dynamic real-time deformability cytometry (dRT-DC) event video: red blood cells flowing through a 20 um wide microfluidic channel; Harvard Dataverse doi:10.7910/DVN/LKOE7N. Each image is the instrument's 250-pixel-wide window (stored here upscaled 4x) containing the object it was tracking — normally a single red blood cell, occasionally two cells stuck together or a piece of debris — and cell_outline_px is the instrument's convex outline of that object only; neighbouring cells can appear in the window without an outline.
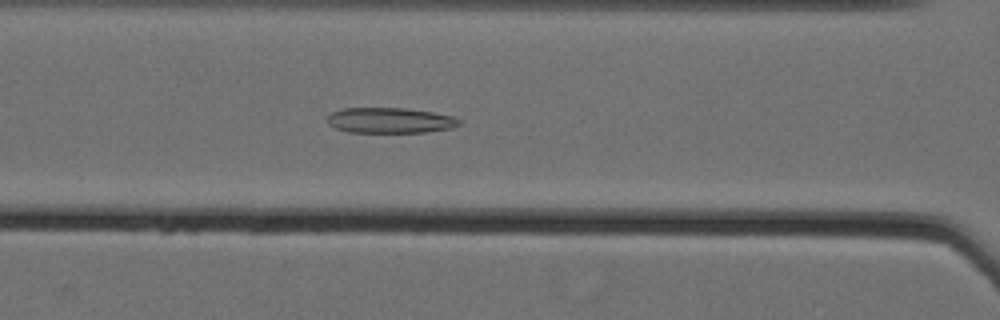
{"species": "Egyptian fruit bat (a non-hibernating species)", "species_latin": "Rousettus aegyptiacus", "temperature_condition": "cold", "stored_images_in_passage": 61, "camera_frame_rate_fps": 3000, "um_per_image_px": 0.085, "animal": {"sex": "female"}, "frame": {"image": 1, "passage_image": 30, "time_ms": 9.667, "image_size_px": [1000, 320], "cell_outline_px": [[460, 124], [452, 128], [428, 132], [348, 132], [336, 128], [328, 124], [328, 116], [332, 112], [344, 108], [404, 108], [432, 112], [452, 116], [460, 120]], "centroid_in_image_um": [33.15, 10.23], "position_along_channel_um": 133.4, "area_um2": 19.48}}
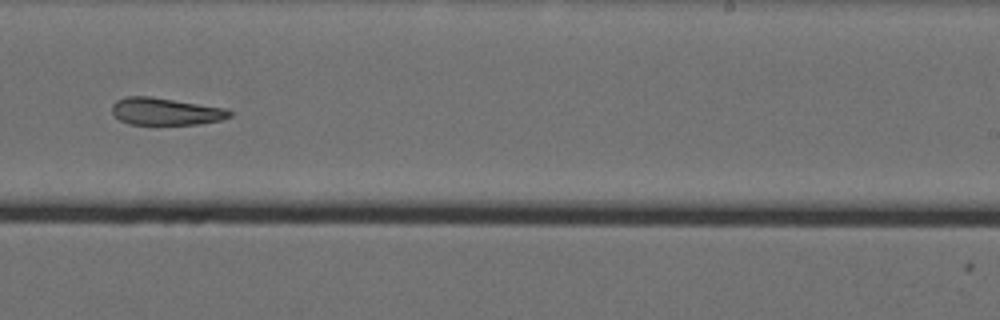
{"frame": {"image": 2, "passage_image": 42, "time_ms": 13.667, "image_size_px": [1000, 320], "cell_outline_px": [[232, 116], [220, 120], [196, 124], [128, 124], [120, 120], [112, 112], [112, 104], [116, 100], [128, 96], [148, 96], [224, 108], [232, 112]], "centroid_in_image_um": [14.04, 9.47], "position_along_channel_um": 275.0, "area_um2": 18.38}}
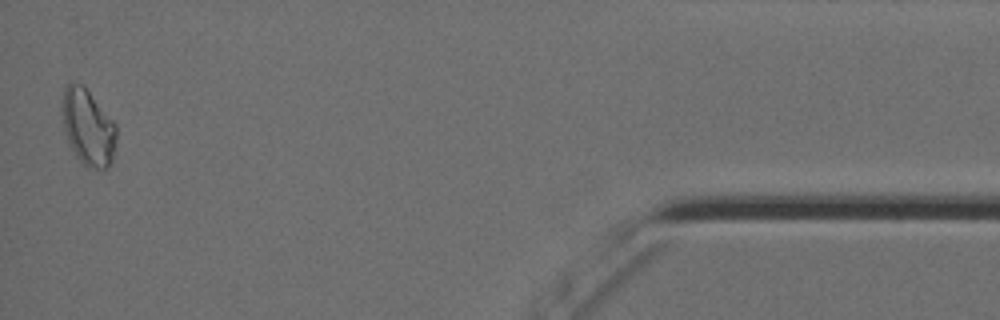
{"frame": {"image": 3, "passage_image": 60, "time_ms": 19.667, "image_size_px": [1000, 320], "cell_outline_px": [[116, 144], [112, 164], [108, 168], [96, 172], [88, 168], [76, 156], [72, 148], [64, 128], [60, 108], [64, 88], [72, 80], [84, 84], [116, 124]], "centroid_in_image_um": [7.49, 10.81], "position_along_channel_um": 427.7, "area_um2": 24.8}, "authors_computed_cell_mechanics": {"area_um2": 22.4264, "velocity_mm_per_s": 3.5456, "shape_relaxation_time_tau1_ms": null, "shape_relaxation_time_tau2_ms": 5.1959, "deformation_change_tau1": null, "deformation_change_tau2": 0.1434}}